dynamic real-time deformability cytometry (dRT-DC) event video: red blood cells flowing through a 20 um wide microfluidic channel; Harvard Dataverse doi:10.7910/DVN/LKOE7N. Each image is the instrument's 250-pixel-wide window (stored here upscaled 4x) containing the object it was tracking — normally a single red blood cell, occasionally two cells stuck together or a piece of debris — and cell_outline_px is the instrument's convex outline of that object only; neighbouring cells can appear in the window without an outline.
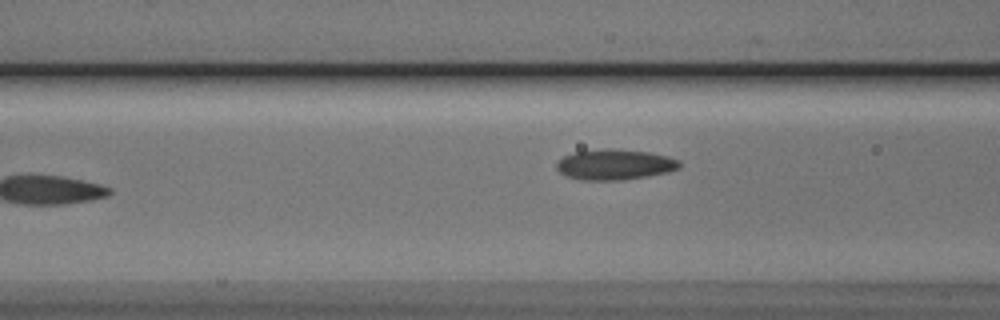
{"species": "Egyptian fruit bat (a non-hibernating species)", "species_latin": "Rousettus aegyptiacus", "temperature_condition": "cold", "stored_images_in_passage": 9, "segment_of_instrument_passage": [1, 2], "camera_frame_rate_fps": 3000, "um_per_image_px": 0.085, "animal": {"sex": "male"}, "frame": {"image": 1, "passage_image": 7, "time_ms": 2.0, "image_size_px": [1000, 320], "cell_outline_px": [[680, 168], [668, 172], [620, 180], [584, 180], [568, 176], [560, 172], [556, 168], [556, 160], [564, 156], [576, 152], [648, 152], [668, 156], [680, 160]], "centroid_in_image_um": [52.27, 14.04], "position_along_channel_um": 114.3, "area_um2": 20.63}}
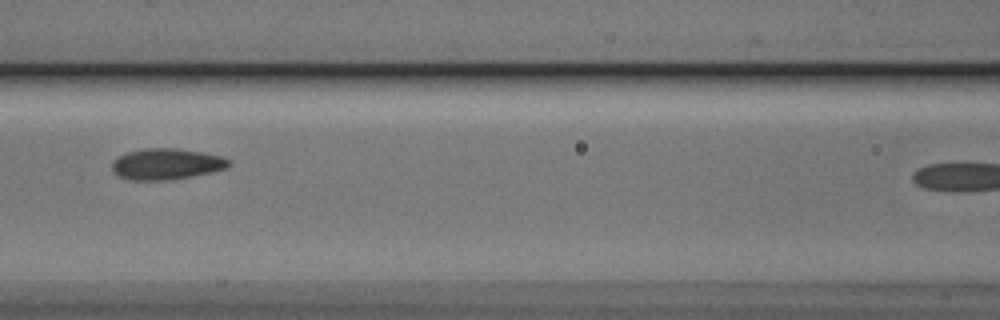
{"frame": {"image": 2, "passage_image": 8, "time_ms": 2.333, "image_size_px": [1000, 320], "cell_outline_px": [[232, 164], [228, 168], [212, 172], [192, 176], [164, 180], [128, 180], [112, 172], [112, 160], [116, 156], [128, 152], [144, 148], [176, 148], [200, 152], [220, 156], [228, 160]], "centroid_in_image_um": [14.11, 13.94], "position_along_channel_um": 152.5, "area_um2": 21.21}}